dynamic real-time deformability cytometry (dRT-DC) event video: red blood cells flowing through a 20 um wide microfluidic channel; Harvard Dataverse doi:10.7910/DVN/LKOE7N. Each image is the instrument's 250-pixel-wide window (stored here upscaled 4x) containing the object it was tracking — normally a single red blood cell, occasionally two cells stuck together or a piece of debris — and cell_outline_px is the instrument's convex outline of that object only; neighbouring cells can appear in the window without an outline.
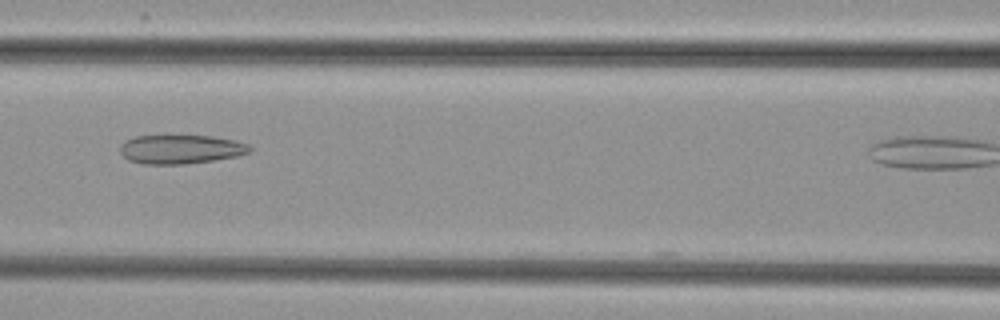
{"species": "common noctule bat (a hibernating species)", "species_latin": "Nyctalus noctula", "temperature_condition": "cold", "stored_images_in_passage": 32, "camera_frame_rate_fps": 3000, "um_per_image_px": 0.085, "animal": {"sex": "female", "body_mass_g": 29.2, "forearm_length_mm": 56.3}, "frame": {"image": 1, "passage_image": 9, "time_ms": 2.667, "image_size_px": [1000, 320], "cell_outline_px": [[252, 152], [236, 156], [212, 160], [184, 164], [140, 164], [128, 160], [120, 152], [120, 144], [124, 140], [136, 136], [212, 136], [232, 140], [248, 144], [252, 148]], "centroid_in_image_um": [15.33, 12.69], "position_along_channel_um": 151.3, "area_um2": 21.85}}
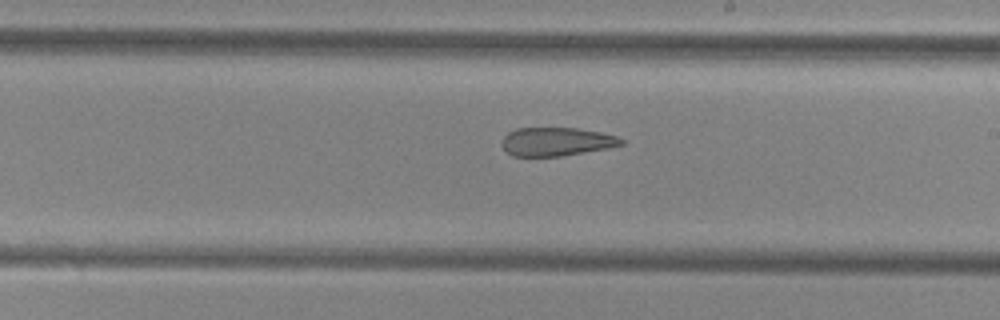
{"frame": {"image": 2, "passage_image": 16, "time_ms": 5.0, "image_size_px": [1000, 320], "cell_outline_px": [[624, 144], [608, 148], [560, 156], [512, 156], [500, 144], [500, 140], [508, 132], [516, 128], [576, 128], [600, 132], [616, 136], [624, 140]], "centroid_in_image_um": [47.26, 12.03], "position_along_channel_um": 241.7, "area_um2": 19.83}}
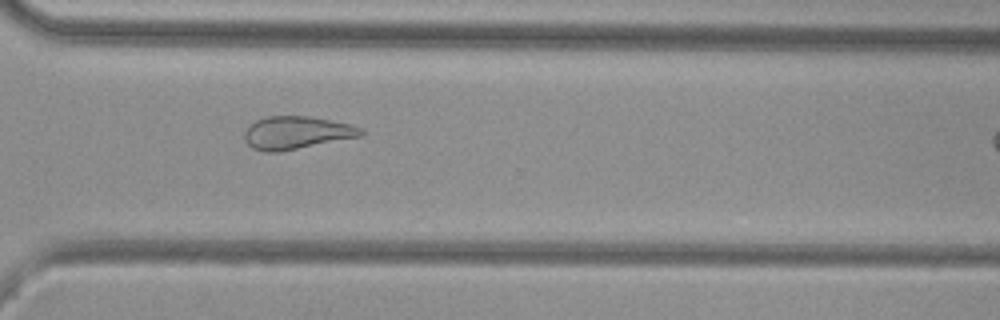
{"frame": {"image": 3, "passage_image": 24, "time_ms": 7.667, "image_size_px": [1000, 320], "cell_outline_px": [[364, 136], [280, 152], [260, 152], [252, 148], [244, 140], [244, 132], [248, 124], [256, 120], [268, 116], [308, 116], [332, 120], [352, 124], [364, 128]], "centroid_in_image_um": [25.22, 11.29], "position_along_channel_um": 345.4, "area_um2": 22.83}}